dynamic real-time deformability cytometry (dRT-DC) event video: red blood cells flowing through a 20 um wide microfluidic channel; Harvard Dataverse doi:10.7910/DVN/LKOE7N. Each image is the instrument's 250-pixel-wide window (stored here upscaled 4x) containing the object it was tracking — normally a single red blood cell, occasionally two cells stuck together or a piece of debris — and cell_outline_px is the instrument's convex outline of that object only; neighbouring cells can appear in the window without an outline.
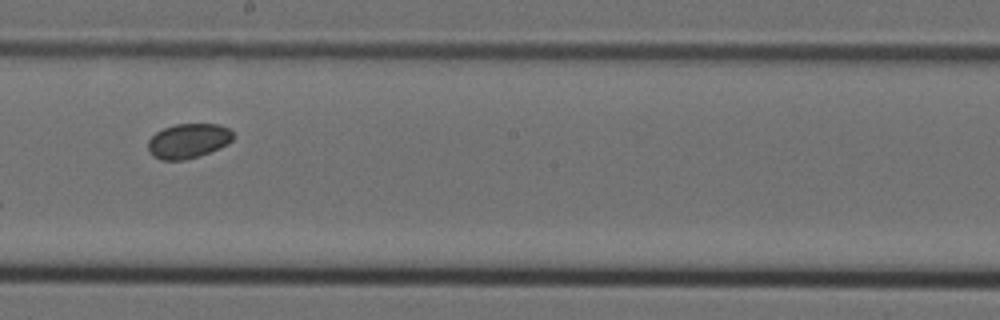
{"species": "Egyptian fruit bat (a non-hibernating species)", "species_latin": "Rousettus aegyptiacus", "temperature_condition": "cold", "stored_images_in_passage": 7, "camera_frame_rate_fps": 3000, "um_per_image_px": 0.085, "animal": {"sex": "female"}, "frame": {"image": 1, "passage_image": 5, "time_ms": 1.333, "image_size_px": [1000, 320], "cell_outline_px": [[236, 136], [228, 144], [220, 148], [184, 160], [160, 160], [152, 156], [148, 152], [148, 140], [156, 132], [164, 128], [176, 124], [220, 124], [228, 128]], "centroid_in_image_um": [16.0, 11.97], "position_along_channel_um": 232.2, "area_um2": 17.28}}
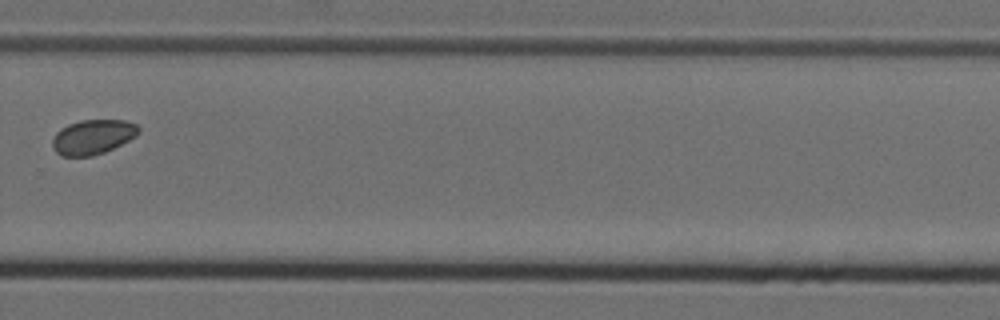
{"frame": {"image": 2, "passage_image": 7, "time_ms": 2.0, "image_size_px": [1000, 320], "cell_outline_px": [[140, 132], [136, 136], [104, 152], [92, 156], [60, 156], [52, 148], [52, 140], [56, 132], [60, 128], [68, 124], [80, 120], [124, 120], [136, 124], [140, 128]], "centroid_in_image_um": [7.86, 11.63], "position_along_channel_um": 321.9, "area_um2": 17.46}}